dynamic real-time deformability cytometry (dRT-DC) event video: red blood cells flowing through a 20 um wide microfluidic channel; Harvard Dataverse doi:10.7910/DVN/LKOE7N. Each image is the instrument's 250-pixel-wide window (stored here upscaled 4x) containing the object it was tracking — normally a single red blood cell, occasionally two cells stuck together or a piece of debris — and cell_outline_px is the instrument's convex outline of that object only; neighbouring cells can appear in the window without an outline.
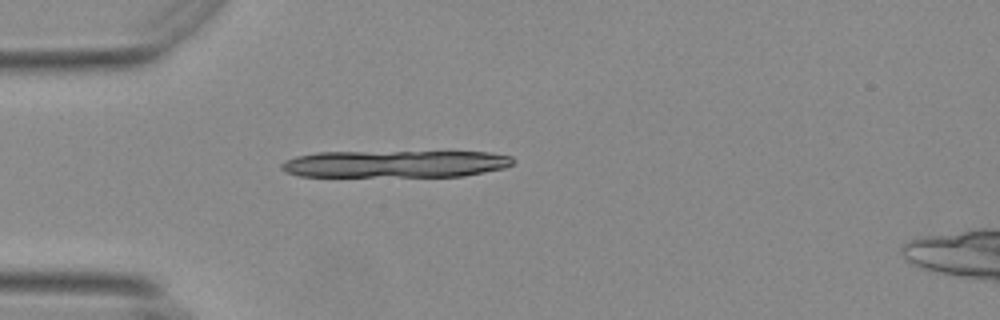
{"species": "Egyptian fruit bat (a non-hibernating species)", "species_latin": "Rousettus aegyptiacus", "temperature_condition": "warm", "stored_images_in_passage": 33, "camera_frame_rate_fps": 3000, "um_per_image_px": 0.085, "animal": {"sex": "female"}, "frame": {"image": 1, "passage_image": 1, "time_ms": 0.0, "image_size_px": [1000, 320], "cell_outline_px": [[516, 160], [512, 164], [504, 168], [464, 176], [300, 176], [284, 172], [280, 168], [280, 164], [284, 160], [296, 156], [316, 152], [488, 152], [512, 156]], "centroid_in_image_um": [33.57, 13.93], "position_along_channel_um": 51.4, "area_um2": 36.76}}